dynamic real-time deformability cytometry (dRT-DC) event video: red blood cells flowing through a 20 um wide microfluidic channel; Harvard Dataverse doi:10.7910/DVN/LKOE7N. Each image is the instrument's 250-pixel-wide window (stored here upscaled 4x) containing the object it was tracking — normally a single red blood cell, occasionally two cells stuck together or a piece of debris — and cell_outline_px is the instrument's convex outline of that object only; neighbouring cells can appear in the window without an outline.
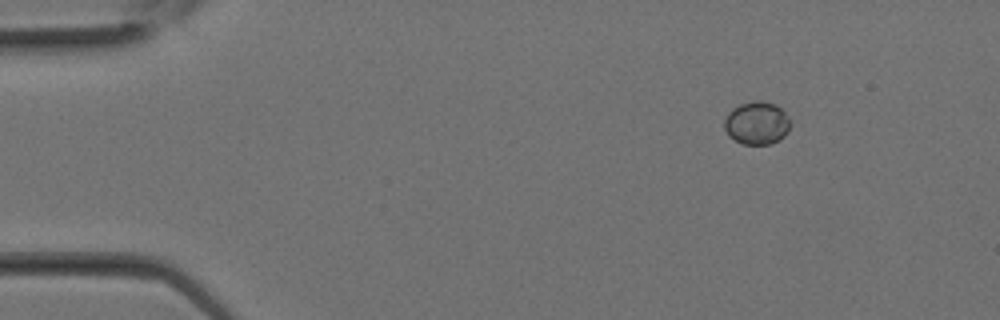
{"species": "Egyptian fruit bat (a non-hibernating species)", "species_latin": "Rousettus aegyptiacus", "temperature_condition": "room temperature", "stored_images_in_passage": 13, "camera_frame_rate_fps": 3000, "um_per_image_px": 0.085, "animal": {"sex": "female"}, "frame": {"image": 1, "passage_image": 1, "time_ms": 0.0, "image_size_px": [1000, 320], "cell_outline_px": [[788, 132], [784, 136], [772, 144], [744, 144], [728, 136], [724, 128], [724, 120], [728, 112], [732, 108], [740, 104], [752, 100], [760, 100], [776, 104], [788, 116]], "centroid_in_image_um": [64.3, 10.44], "position_along_channel_um": 20.7, "area_um2": 16.53}}
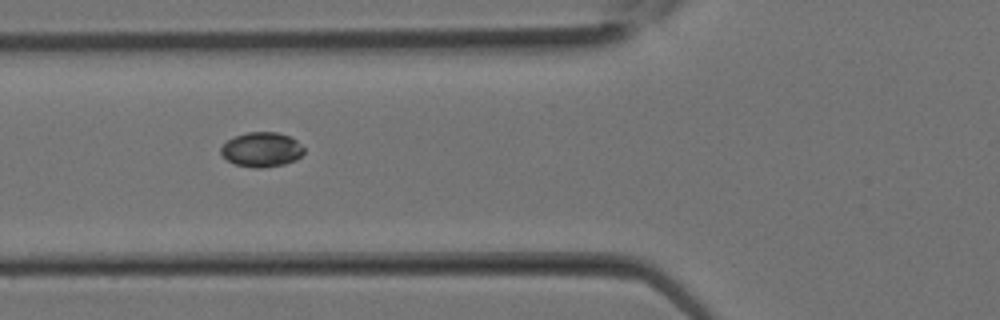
{"frame": {"image": 2, "passage_image": 8, "time_ms": 2.333, "image_size_px": [1000, 320], "cell_outline_px": [[304, 152], [296, 160], [284, 164], [260, 168], [256, 168], [236, 164], [228, 160], [220, 152], [220, 148], [228, 140], [236, 136], [248, 132], [276, 132], [288, 136], [296, 140], [304, 148]], "centroid_in_image_um": [22.25, 12.71], "position_along_channel_um": 103.5, "area_um2": 16.53}}
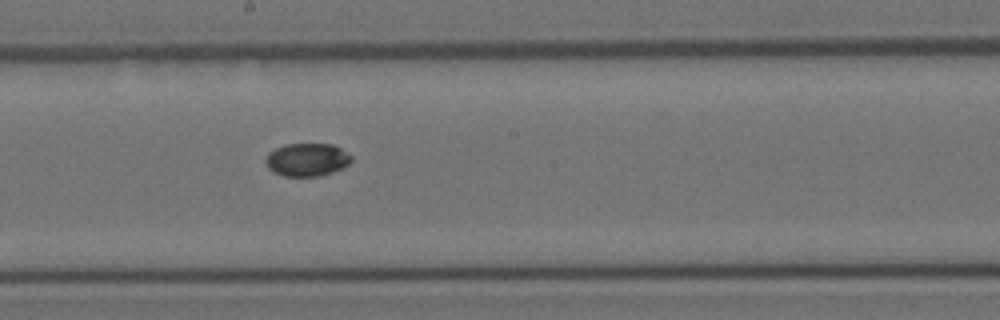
{"frame": {"image": 3, "passage_image": 13, "time_ms": 4.0, "image_size_px": [1000, 320], "cell_outline_px": [[352, 160], [348, 164], [332, 172], [320, 176], [284, 176], [272, 172], [268, 168], [264, 160], [268, 152], [284, 144], [332, 144], [340, 148], [352, 156]], "centroid_in_image_um": [26.06, 13.57], "position_along_channel_um": 222.1, "area_um2": 16.53}}